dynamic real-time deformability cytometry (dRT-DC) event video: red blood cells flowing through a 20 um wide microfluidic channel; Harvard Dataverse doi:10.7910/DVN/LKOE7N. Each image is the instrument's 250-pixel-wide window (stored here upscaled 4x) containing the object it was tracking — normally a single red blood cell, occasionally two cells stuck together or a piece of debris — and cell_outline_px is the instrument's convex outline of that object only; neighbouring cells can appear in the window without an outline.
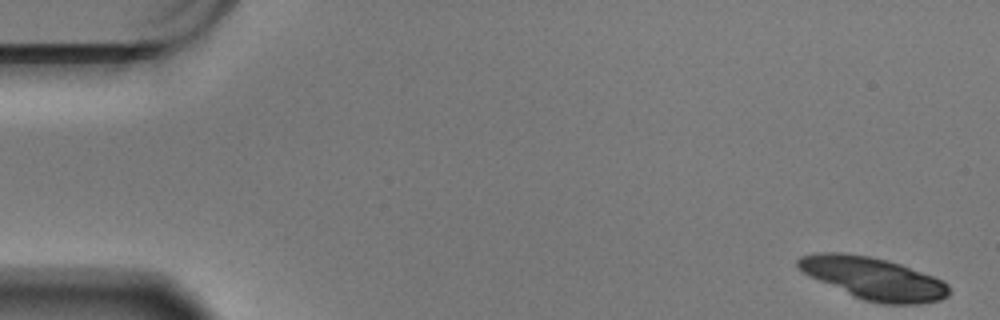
{"species": "Egyptian fruit bat (a non-hibernating species)", "species_latin": "Rousettus aegyptiacus", "temperature_condition": "warm", "stored_images_in_passage": 44, "camera_frame_rate_fps": 3000, "um_per_image_px": 0.085, "animal": {"sex": "male"}, "frame": {"image": 1, "passage_image": 1, "time_ms": 0.0, "image_size_px": [1000, 320], "cell_outline_px": [[948, 296], [940, 300], [920, 304], [884, 304], [864, 300], [852, 296], [808, 276], [796, 264], [796, 260], [800, 256], [820, 252], [840, 252], [868, 256], [900, 264], [944, 280], [948, 284]], "centroid_in_image_um": [74.22, 23.67], "position_along_channel_um": 10.8, "area_um2": 37.05}}
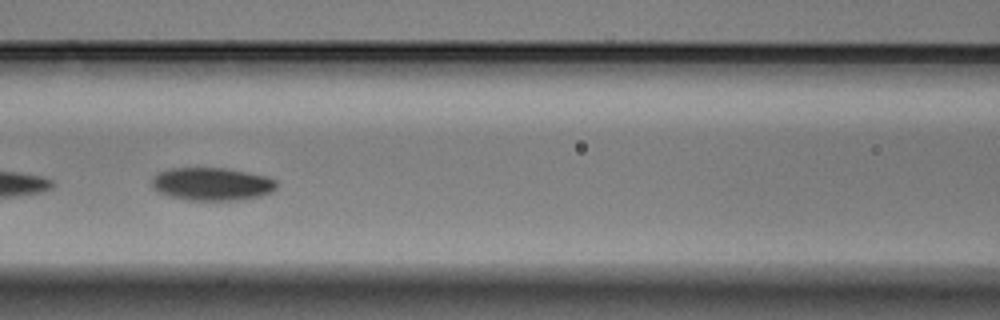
{"frame": {"image": 2, "passage_image": 26, "time_ms": 8.333, "image_size_px": [1000, 320], "cell_outline_px": [[276, 188], [272, 192], [260, 196], [236, 200], [184, 200], [168, 196], [152, 188], [152, 180], [160, 172], [172, 168], [228, 168], [268, 176], [276, 180]], "centroid_in_image_um": [18.04, 15.64], "position_along_channel_um": 148.6, "area_um2": 23.99}}
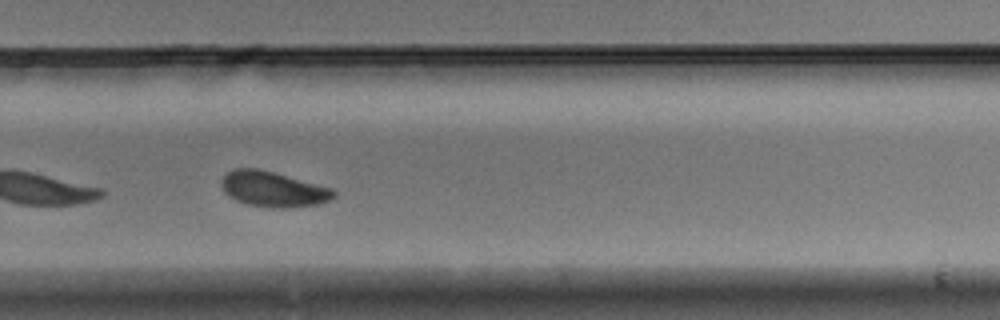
{"frame": {"image": 3, "passage_image": 40, "time_ms": 13.0, "image_size_px": [1000, 320], "cell_outline_px": [[336, 196], [332, 200], [320, 204], [288, 208], [272, 208], [248, 204], [236, 200], [228, 196], [224, 192], [220, 184], [220, 180], [228, 172], [236, 168], [256, 168], [272, 172], [332, 188], [336, 192]], "centroid_in_image_um": [23.22, 16.09], "position_along_channel_um": 306.6, "area_um2": 23.18}}